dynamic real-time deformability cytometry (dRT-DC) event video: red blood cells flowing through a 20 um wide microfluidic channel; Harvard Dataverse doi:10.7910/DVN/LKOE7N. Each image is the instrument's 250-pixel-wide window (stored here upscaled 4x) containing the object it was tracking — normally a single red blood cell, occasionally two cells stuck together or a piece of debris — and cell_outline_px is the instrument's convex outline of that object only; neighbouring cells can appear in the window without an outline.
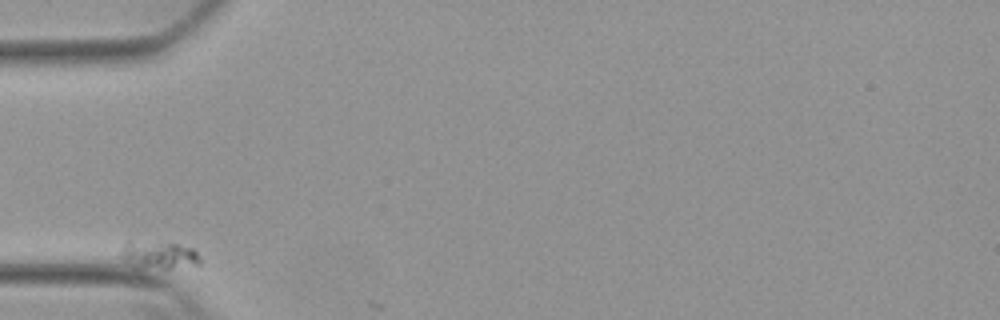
{"species": "Egyptian fruit bat (a non-hibernating species)", "species_latin": "Rousettus aegyptiacus", "temperature_condition": "warm", "stored_images_in_passage": 21, "camera_frame_rate_fps": 3000, "um_per_image_px": 0.085, "animal": {"sex": "female"}, "frame": {"image": 1, "passage_image": 1, "time_ms": 0.0, "image_size_px": [1000, 320], "cell_outline_px": [[200, 264], [168, 268], [136, 268], [128, 264], [120, 256], [120, 252], [124, 244], [128, 240], [176, 244], [192, 248], [196, 252], [200, 260]], "centroid_in_image_um": [13.42, 21.68], "position_along_channel_um": 71.6, "area_um2": 12.72}}
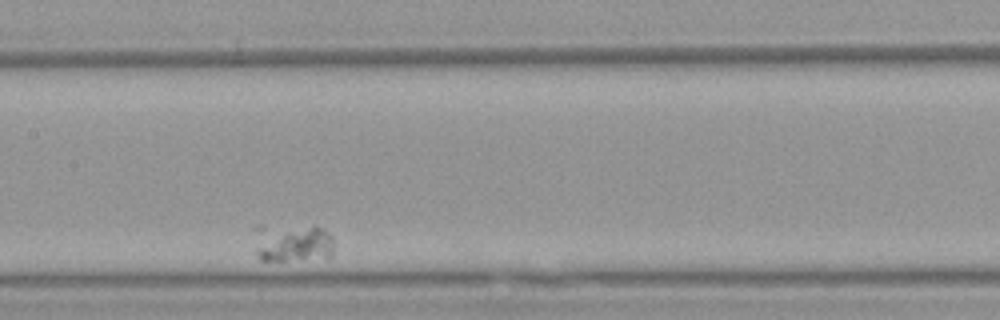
{"frame": {"image": 2, "passage_image": 15, "time_ms": 4.667, "image_size_px": [1000, 320], "cell_outline_px": [[332, 252], [328, 256], [284, 260], [260, 260], [256, 252], [256, 248], [284, 236], [316, 224], [328, 232], [332, 236]], "centroid_in_image_um": [25.36, 20.86], "position_along_channel_um": 182.0, "area_um2": 13.18}}
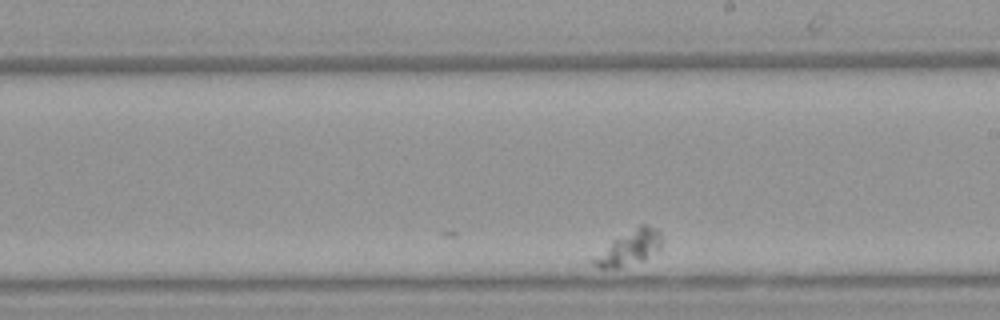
{"frame": {"image": 3, "passage_image": 21, "time_ms": 6.667, "image_size_px": [1000, 320], "cell_outline_px": [[660, 252], [644, 260], [616, 268], [596, 268], [588, 260], [612, 240], [640, 224], [644, 224], [656, 228], [660, 232]], "centroid_in_image_um": [53.45, 21.09], "position_along_channel_um": 235.5, "area_um2": 13.99}}